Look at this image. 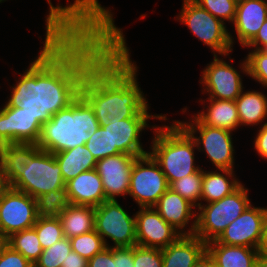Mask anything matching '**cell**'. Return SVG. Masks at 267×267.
Masks as SVG:
<instances>
[{
  "label": "cell",
  "mask_w": 267,
  "mask_h": 267,
  "mask_svg": "<svg viewBox=\"0 0 267 267\" xmlns=\"http://www.w3.org/2000/svg\"><path fill=\"white\" fill-rule=\"evenodd\" d=\"M236 176L235 170L203 169L201 204L221 200L235 191L242 184Z\"/></svg>",
  "instance_id": "cb8c5ba5"
},
{
  "label": "cell",
  "mask_w": 267,
  "mask_h": 267,
  "mask_svg": "<svg viewBox=\"0 0 267 267\" xmlns=\"http://www.w3.org/2000/svg\"><path fill=\"white\" fill-rule=\"evenodd\" d=\"M0 267H34V265L3 242L0 245Z\"/></svg>",
  "instance_id": "ab89813d"
},
{
  "label": "cell",
  "mask_w": 267,
  "mask_h": 267,
  "mask_svg": "<svg viewBox=\"0 0 267 267\" xmlns=\"http://www.w3.org/2000/svg\"><path fill=\"white\" fill-rule=\"evenodd\" d=\"M87 267H116L113 258V247H106L88 260Z\"/></svg>",
  "instance_id": "60d3db41"
},
{
  "label": "cell",
  "mask_w": 267,
  "mask_h": 267,
  "mask_svg": "<svg viewBox=\"0 0 267 267\" xmlns=\"http://www.w3.org/2000/svg\"><path fill=\"white\" fill-rule=\"evenodd\" d=\"M33 228L37 232V237L43 250L64 237L62 224L58 217H38Z\"/></svg>",
  "instance_id": "d6a6232c"
},
{
  "label": "cell",
  "mask_w": 267,
  "mask_h": 267,
  "mask_svg": "<svg viewBox=\"0 0 267 267\" xmlns=\"http://www.w3.org/2000/svg\"><path fill=\"white\" fill-rule=\"evenodd\" d=\"M58 218L64 237L70 239L94 230L95 207L69 204Z\"/></svg>",
  "instance_id": "f1b7e54d"
},
{
  "label": "cell",
  "mask_w": 267,
  "mask_h": 267,
  "mask_svg": "<svg viewBox=\"0 0 267 267\" xmlns=\"http://www.w3.org/2000/svg\"><path fill=\"white\" fill-rule=\"evenodd\" d=\"M0 108V146L12 143L37 144L42 124L19 107Z\"/></svg>",
  "instance_id": "ac0fdd59"
},
{
  "label": "cell",
  "mask_w": 267,
  "mask_h": 267,
  "mask_svg": "<svg viewBox=\"0 0 267 267\" xmlns=\"http://www.w3.org/2000/svg\"><path fill=\"white\" fill-rule=\"evenodd\" d=\"M113 258L116 260V267H134L133 246L113 247Z\"/></svg>",
  "instance_id": "b9f144b4"
},
{
  "label": "cell",
  "mask_w": 267,
  "mask_h": 267,
  "mask_svg": "<svg viewBox=\"0 0 267 267\" xmlns=\"http://www.w3.org/2000/svg\"><path fill=\"white\" fill-rule=\"evenodd\" d=\"M259 255L267 257V220L265 221L262 233V239L258 247Z\"/></svg>",
  "instance_id": "7dc6e473"
},
{
  "label": "cell",
  "mask_w": 267,
  "mask_h": 267,
  "mask_svg": "<svg viewBox=\"0 0 267 267\" xmlns=\"http://www.w3.org/2000/svg\"><path fill=\"white\" fill-rule=\"evenodd\" d=\"M176 121L191 135L198 152H203L215 169L235 170L233 132L202 124L194 115L188 121Z\"/></svg>",
  "instance_id": "ba28073f"
},
{
  "label": "cell",
  "mask_w": 267,
  "mask_h": 267,
  "mask_svg": "<svg viewBox=\"0 0 267 267\" xmlns=\"http://www.w3.org/2000/svg\"><path fill=\"white\" fill-rule=\"evenodd\" d=\"M86 148L96 160L110 156V139L108 129L99 126L95 133L85 143Z\"/></svg>",
  "instance_id": "74e56055"
},
{
  "label": "cell",
  "mask_w": 267,
  "mask_h": 267,
  "mask_svg": "<svg viewBox=\"0 0 267 267\" xmlns=\"http://www.w3.org/2000/svg\"><path fill=\"white\" fill-rule=\"evenodd\" d=\"M248 77L267 89V53L264 50H248L246 55Z\"/></svg>",
  "instance_id": "d590c367"
},
{
  "label": "cell",
  "mask_w": 267,
  "mask_h": 267,
  "mask_svg": "<svg viewBox=\"0 0 267 267\" xmlns=\"http://www.w3.org/2000/svg\"><path fill=\"white\" fill-rule=\"evenodd\" d=\"M4 242L13 250L21 253L33 265L43 252L34 228L13 233Z\"/></svg>",
  "instance_id": "f546056e"
},
{
  "label": "cell",
  "mask_w": 267,
  "mask_h": 267,
  "mask_svg": "<svg viewBox=\"0 0 267 267\" xmlns=\"http://www.w3.org/2000/svg\"><path fill=\"white\" fill-rule=\"evenodd\" d=\"M154 208L167 223L182 235H194L197 208L178 193L169 188L159 198Z\"/></svg>",
  "instance_id": "d6986e66"
},
{
  "label": "cell",
  "mask_w": 267,
  "mask_h": 267,
  "mask_svg": "<svg viewBox=\"0 0 267 267\" xmlns=\"http://www.w3.org/2000/svg\"><path fill=\"white\" fill-rule=\"evenodd\" d=\"M235 104L241 127H261L267 123V95L264 91L243 89L235 100Z\"/></svg>",
  "instance_id": "484cf974"
},
{
  "label": "cell",
  "mask_w": 267,
  "mask_h": 267,
  "mask_svg": "<svg viewBox=\"0 0 267 267\" xmlns=\"http://www.w3.org/2000/svg\"><path fill=\"white\" fill-rule=\"evenodd\" d=\"M207 253L217 267H254L258 249L247 246H230L216 240L207 243Z\"/></svg>",
  "instance_id": "d4e9b609"
},
{
  "label": "cell",
  "mask_w": 267,
  "mask_h": 267,
  "mask_svg": "<svg viewBox=\"0 0 267 267\" xmlns=\"http://www.w3.org/2000/svg\"><path fill=\"white\" fill-rule=\"evenodd\" d=\"M39 217H58L70 204L67 196V188L50 191L36 198Z\"/></svg>",
  "instance_id": "1f68e13d"
},
{
  "label": "cell",
  "mask_w": 267,
  "mask_h": 267,
  "mask_svg": "<svg viewBox=\"0 0 267 267\" xmlns=\"http://www.w3.org/2000/svg\"><path fill=\"white\" fill-rule=\"evenodd\" d=\"M72 250L70 239L63 237L41 253L34 267H61Z\"/></svg>",
  "instance_id": "e575fe53"
},
{
  "label": "cell",
  "mask_w": 267,
  "mask_h": 267,
  "mask_svg": "<svg viewBox=\"0 0 267 267\" xmlns=\"http://www.w3.org/2000/svg\"><path fill=\"white\" fill-rule=\"evenodd\" d=\"M70 242L72 251L86 260H90L95 254L106 248L102 237L95 230L72 237Z\"/></svg>",
  "instance_id": "836d02e7"
},
{
  "label": "cell",
  "mask_w": 267,
  "mask_h": 267,
  "mask_svg": "<svg viewBox=\"0 0 267 267\" xmlns=\"http://www.w3.org/2000/svg\"><path fill=\"white\" fill-rule=\"evenodd\" d=\"M124 33L88 68L80 95L93 108L102 127L111 120L165 118L150 113L138 82V66L131 58ZM149 110V111H148Z\"/></svg>",
  "instance_id": "7a4b0ae2"
},
{
  "label": "cell",
  "mask_w": 267,
  "mask_h": 267,
  "mask_svg": "<svg viewBox=\"0 0 267 267\" xmlns=\"http://www.w3.org/2000/svg\"><path fill=\"white\" fill-rule=\"evenodd\" d=\"M47 3L49 11L45 17V38L57 34L67 23H79L90 15L114 17L111 8L102 6L99 0H73L65 6L60 3L54 6L51 0Z\"/></svg>",
  "instance_id": "9a60e30c"
},
{
  "label": "cell",
  "mask_w": 267,
  "mask_h": 267,
  "mask_svg": "<svg viewBox=\"0 0 267 267\" xmlns=\"http://www.w3.org/2000/svg\"><path fill=\"white\" fill-rule=\"evenodd\" d=\"M36 199L7 187L0 194V237L33 228L38 219Z\"/></svg>",
  "instance_id": "7c38bea8"
},
{
  "label": "cell",
  "mask_w": 267,
  "mask_h": 267,
  "mask_svg": "<svg viewBox=\"0 0 267 267\" xmlns=\"http://www.w3.org/2000/svg\"><path fill=\"white\" fill-rule=\"evenodd\" d=\"M266 220L267 207H255L251 203L238 218L227 226L216 241L230 246L258 249Z\"/></svg>",
  "instance_id": "5bb4252c"
},
{
  "label": "cell",
  "mask_w": 267,
  "mask_h": 267,
  "mask_svg": "<svg viewBox=\"0 0 267 267\" xmlns=\"http://www.w3.org/2000/svg\"><path fill=\"white\" fill-rule=\"evenodd\" d=\"M70 204L97 207L106 199L102 180L95 169L78 174L66 183Z\"/></svg>",
  "instance_id": "44dd1931"
},
{
  "label": "cell",
  "mask_w": 267,
  "mask_h": 267,
  "mask_svg": "<svg viewBox=\"0 0 267 267\" xmlns=\"http://www.w3.org/2000/svg\"><path fill=\"white\" fill-rule=\"evenodd\" d=\"M203 168L169 184V188L188 200L196 208L201 204Z\"/></svg>",
  "instance_id": "4dcf8cb0"
},
{
  "label": "cell",
  "mask_w": 267,
  "mask_h": 267,
  "mask_svg": "<svg viewBox=\"0 0 267 267\" xmlns=\"http://www.w3.org/2000/svg\"><path fill=\"white\" fill-rule=\"evenodd\" d=\"M151 119L161 122L169 120L167 116L165 118H128L120 121L111 120L102 126L109 131L110 156L125 153L140 157L147 154L148 150L143 148L141 135L145 129L153 130L157 126L148 123Z\"/></svg>",
  "instance_id": "4fadbf2b"
},
{
  "label": "cell",
  "mask_w": 267,
  "mask_h": 267,
  "mask_svg": "<svg viewBox=\"0 0 267 267\" xmlns=\"http://www.w3.org/2000/svg\"><path fill=\"white\" fill-rule=\"evenodd\" d=\"M4 242V240L0 237V245Z\"/></svg>",
  "instance_id": "f907efd6"
},
{
  "label": "cell",
  "mask_w": 267,
  "mask_h": 267,
  "mask_svg": "<svg viewBox=\"0 0 267 267\" xmlns=\"http://www.w3.org/2000/svg\"><path fill=\"white\" fill-rule=\"evenodd\" d=\"M254 267H267V257L266 256H262V255H259L256 258Z\"/></svg>",
  "instance_id": "c3c4849f"
},
{
  "label": "cell",
  "mask_w": 267,
  "mask_h": 267,
  "mask_svg": "<svg viewBox=\"0 0 267 267\" xmlns=\"http://www.w3.org/2000/svg\"><path fill=\"white\" fill-rule=\"evenodd\" d=\"M137 245L163 249L182 234L167 223L154 207L139 208L135 213Z\"/></svg>",
  "instance_id": "e0dca14e"
},
{
  "label": "cell",
  "mask_w": 267,
  "mask_h": 267,
  "mask_svg": "<svg viewBox=\"0 0 267 267\" xmlns=\"http://www.w3.org/2000/svg\"><path fill=\"white\" fill-rule=\"evenodd\" d=\"M256 137L254 138V149L258 153V155L267 160V123L263 124L259 129L256 131Z\"/></svg>",
  "instance_id": "7bdbcfd3"
},
{
  "label": "cell",
  "mask_w": 267,
  "mask_h": 267,
  "mask_svg": "<svg viewBox=\"0 0 267 267\" xmlns=\"http://www.w3.org/2000/svg\"><path fill=\"white\" fill-rule=\"evenodd\" d=\"M161 251L162 267H193L207 252V243L195 235H181Z\"/></svg>",
  "instance_id": "7402d4cb"
},
{
  "label": "cell",
  "mask_w": 267,
  "mask_h": 267,
  "mask_svg": "<svg viewBox=\"0 0 267 267\" xmlns=\"http://www.w3.org/2000/svg\"><path fill=\"white\" fill-rule=\"evenodd\" d=\"M10 187L36 199L66 187V183L54 154L40 149L27 164L23 163L21 171H16V181Z\"/></svg>",
  "instance_id": "52a82bcc"
},
{
  "label": "cell",
  "mask_w": 267,
  "mask_h": 267,
  "mask_svg": "<svg viewBox=\"0 0 267 267\" xmlns=\"http://www.w3.org/2000/svg\"><path fill=\"white\" fill-rule=\"evenodd\" d=\"M87 264L88 260L71 250L61 267H87Z\"/></svg>",
  "instance_id": "f6af8a7d"
},
{
  "label": "cell",
  "mask_w": 267,
  "mask_h": 267,
  "mask_svg": "<svg viewBox=\"0 0 267 267\" xmlns=\"http://www.w3.org/2000/svg\"><path fill=\"white\" fill-rule=\"evenodd\" d=\"M248 192L249 189L242 183L221 200L200 204L196 212L194 235L206 243L216 240L251 204Z\"/></svg>",
  "instance_id": "5b68a950"
},
{
  "label": "cell",
  "mask_w": 267,
  "mask_h": 267,
  "mask_svg": "<svg viewBox=\"0 0 267 267\" xmlns=\"http://www.w3.org/2000/svg\"><path fill=\"white\" fill-rule=\"evenodd\" d=\"M263 50L267 53V46Z\"/></svg>",
  "instance_id": "816d5d0a"
},
{
  "label": "cell",
  "mask_w": 267,
  "mask_h": 267,
  "mask_svg": "<svg viewBox=\"0 0 267 267\" xmlns=\"http://www.w3.org/2000/svg\"><path fill=\"white\" fill-rule=\"evenodd\" d=\"M193 267H217L215 261L206 252Z\"/></svg>",
  "instance_id": "bcb514c9"
},
{
  "label": "cell",
  "mask_w": 267,
  "mask_h": 267,
  "mask_svg": "<svg viewBox=\"0 0 267 267\" xmlns=\"http://www.w3.org/2000/svg\"><path fill=\"white\" fill-rule=\"evenodd\" d=\"M174 19L187 26L191 33L213 55H225L233 52L235 36L227 29L226 24L199 6L193 0H183L182 9Z\"/></svg>",
  "instance_id": "8992f818"
},
{
  "label": "cell",
  "mask_w": 267,
  "mask_h": 267,
  "mask_svg": "<svg viewBox=\"0 0 267 267\" xmlns=\"http://www.w3.org/2000/svg\"><path fill=\"white\" fill-rule=\"evenodd\" d=\"M99 126L93 108L80 95L42 125L37 145L53 154L70 150L85 145Z\"/></svg>",
  "instance_id": "3957f363"
},
{
  "label": "cell",
  "mask_w": 267,
  "mask_h": 267,
  "mask_svg": "<svg viewBox=\"0 0 267 267\" xmlns=\"http://www.w3.org/2000/svg\"><path fill=\"white\" fill-rule=\"evenodd\" d=\"M152 131L154 135L148 153L159 164L168 184L201 168L195 164L198 151L195 140L176 120L170 125L168 122L157 125Z\"/></svg>",
  "instance_id": "277c9868"
},
{
  "label": "cell",
  "mask_w": 267,
  "mask_h": 267,
  "mask_svg": "<svg viewBox=\"0 0 267 267\" xmlns=\"http://www.w3.org/2000/svg\"><path fill=\"white\" fill-rule=\"evenodd\" d=\"M54 156L61 168L62 178L65 183L82 172L95 169L97 163V160L85 145L58 152Z\"/></svg>",
  "instance_id": "83f0119b"
},
{
  "label": "cell",
  "mask_w": 267,
  "mask_h": 267,
  "mask_svg": "<svg viewBox=\"0 0 267 267\" xmlns=\"http://www.w3.org/2000/svg\"><path fill=\"white\" fill-rule=\"evenodd\" d=\"M203 109L193 115L207 126L235 132L240 128L239 115L235 101L214 98L199 99ZM207 103V104H205Z\"/></svg>",
  "instance_id": "603a6c76"
},
{
  "label": "cell",
  "mask_w": 267,
  "mask_h": 267,
  "mask_svg": "<svg viewBox=\"0 0 267 267\" xmlns=\"http://www.w3.org/2000/svg\"><path fill=\"white\" fill-rule=\"evenodd\" d=\"M215 18L225 24L233 23L236 16L237 2L235 0H193Z\"/></svg>",
  "instance_id": "8d00e7d4"
},
{
  "label": "cell",
  "mask_w": 267,
  "mask_h": 267,
  "mask_svg": "<svg viewBox=\"0 0 267 267\" xmlns=\"http://www.w3.org/2000/svg\"><path fill=\"white\" fill-rule=\"evenodd\" d=\"M134 267H162V251L158 248L133 246Z\"/></svg>",
  "instance_id": "f35d334b"
},
{
  "label": "cell",
  "mask_w": 267,
  "mask_h": 267,
  "mask_svg": "<svg viewBox=\"0 0 267 267\" xmlns=\"http://www.w3.org/2000/svg\"><path fill=\"white\" fill-rule=\"evenodd\" d=\"M137 157L120 153L97 160L95 170L101 177L107 200L128 195L132 166Z\"/></svg>",
  "instance_id": "2e32d148"
},
{
  "label": "cell",
  "mask_w": 267,
  "mask_h": 267,
  "mask_svg": "<svg viewBox=\"0 0 267 267\" xmlns=\"http://www.w3.org/2000/svg\"><path fill=\"white\" fill-rule=\"evenodd\" d=\"M266 46H267V19L259 29L256 36L244 48L263 50Z\"/></svg>",
  "instance_id": "ee69618b"
},
{
  "label": "cell",
  "mask_w": 267,
  "mask_h": 267,
  "mask_svg": "<svg viewBox=\"0 0 267 267\" xmlns=\"http://www.w3.org/2000/svg\"><path fill=\"white\" fill-rule=\"evenodd\" d=\"M230 54L219 55V57L218 55H213V61L209 62L201 72L199 80L202 86L201 94H207V98L235 101L245 88L243 87L242 76H248L246 58L244 57L239 63L240 70L238 71L233 67L234 65L229 63L234 60L229 57ZM227 56L229 58L228 62L224 60Z\"/></svg>",
  "instance_id": "9c48e42d"
},
{
  "label": "cell",
  "mask_w": 267,
  "mask_h": 267,
  "mask_svg": "<svg viewBox=\"0 0 267 267\" xmlns=\"http://www.w3.org/2000/svg\"><path fill=\"white\" fill-rule=\"evenodd\" d=\"M40 150L33 143H12L0 146V161L7 187L16 181V171H21L23 163L27 164Z\"/></svg>",
  "instance_id": "4316f807"
},
{
  "label": "cell",
  "mask_w": 267,
  "mask_h": 267,
  "mask_svg": "<svg viewBox=\"0 0 267 267\" xmlns=\"http://www.w3.org/2000/svg\"><path fill=\"white\" fill-rule=\"evenodd\" d=\"M168 189L166 176L149 153L135 159L128 196L138 208L154 207Z\"/></svg>",
  "instance_id": "8fae6325"
},
{
  "label": "cell",
  "mask_w": 267,
  "mask_h": 267,
  "mask_svg": "<svg viewBox=\"0 0 267 267\" xmlns=\"http://www.w3.org/2000/svg\"><path fill=\"white\" fill-rule=\"evenodd\" d=\"M135 214H129L117 200H105L95 207L94 230L106 247L136 246ZM107 238L113 243H109ZM113 244V245H112Z\"/></svg>",
  "instance_id": "30bf717a"
},
{
  "label": "cell",
  "mask_w": 267,
  "mask_h": 267,
  "mask_svg": "<svg viewBox=\"0 0 267 267\" xmlns=\"http://www.w3.org/2000/svg\"><path fill=\"white\" fill-rule=\"evenodd\" d=\"M123 34L114 17L92 16L67 23L44 38L39 55L10 86L6 104L37 117L43 125L79 96L88 68Z\"/></svg>",
  "instance_id": "6da1fadb"
},
{
  "label": "cell",
  "mask_w": 267,
  "mask_h": 267,
  "mask_svg": "<svg viewBox=\"0 0 267 267\" xmlns=\"http://www.w3.org/2000/svg\"><path fill=\"white\" fill-rule=\"evenodd\" d=\"M267 19V0H243L237 2L232 26L237 42L245 47L258 33Z\"/></svg>",
  "instance_id": "ffe728a7"
},
{
  "label": "cell",
  "mask_w": 267,
  "mask_h": 267,
  "mask_svg": "<svg viewBox=\"0 0 267 267\" xmlns=\"http://www.w3.org/2000/svg\"><path fill=\"white\" fill-rule=\"evenodd\" d=\"M7 188L6 181L4 179L2 165L0 161V194Z\"/></svg>",
  "instance_id": "681fc988"
}]
</instances>
